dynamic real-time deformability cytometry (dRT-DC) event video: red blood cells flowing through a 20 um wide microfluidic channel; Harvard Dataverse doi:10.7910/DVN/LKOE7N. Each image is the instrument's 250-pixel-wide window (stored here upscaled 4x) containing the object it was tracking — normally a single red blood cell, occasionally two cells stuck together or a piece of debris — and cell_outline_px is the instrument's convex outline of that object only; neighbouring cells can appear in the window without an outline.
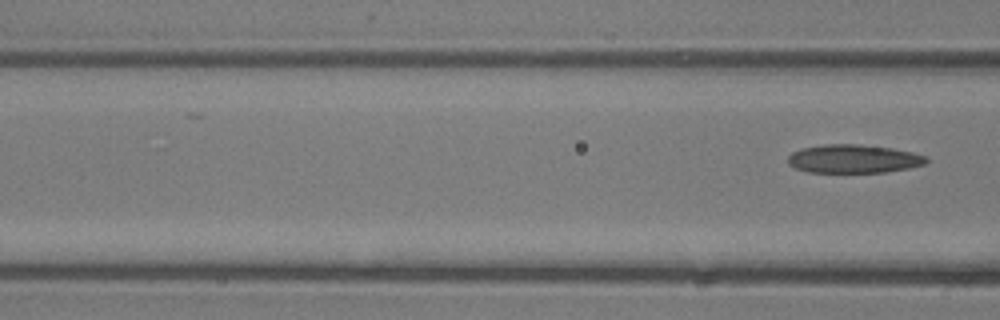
{"species": "common noctule bat (a hibernating species)", "species_latin": "Nyctalus noctula", "temperature_condition": "room temperature", "stored_images_in_passage": 4, "segment_of_instrument_passage": [2, 2], "camera_frame_rate_fps": 3000, "um_per_image_px": 0.085, "animal": {"sex": "male", "body_mass_g": 13.3}, "frame": {"image": 1, "passage_image": 4, "time_ms": 1.0, "image_size_px": [1000, 320], "cell_outline_px": [[928, 164], [908, 168], [884, 172], [808, 172], [796, 168], [788, 164], [788, 156], [792, 152], [800, 148], [824, 144], [860, 144], [892, 148], [912, 152], [928, 156]], "centroid_in_image_um": [72.57, 13.49], "position_along_channel_um": 94.0, "area_um2": 23.12}}